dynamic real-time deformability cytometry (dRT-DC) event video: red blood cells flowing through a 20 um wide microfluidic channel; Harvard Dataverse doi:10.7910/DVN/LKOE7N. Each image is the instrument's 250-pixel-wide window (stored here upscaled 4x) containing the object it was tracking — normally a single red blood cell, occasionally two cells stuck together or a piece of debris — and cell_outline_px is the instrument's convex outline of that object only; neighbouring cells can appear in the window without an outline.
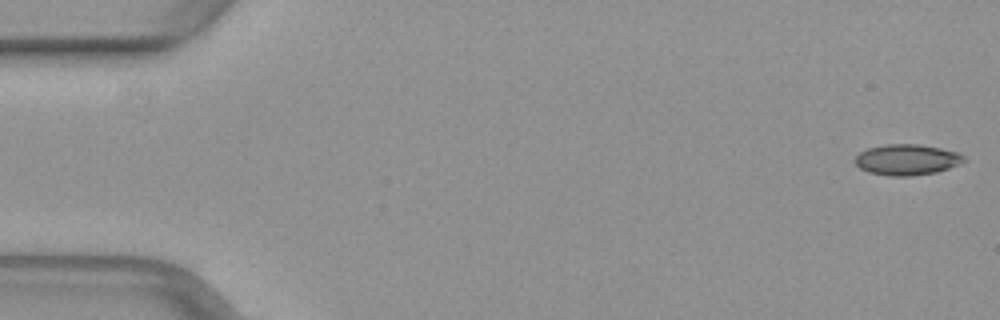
{"species": "common noctule bat (a hibernating species)", "species_latin": "Nyctalus noctula", "temperature_condition": "warm", "stored_images_in_passage": 48, "camera_frame_rate_fps": 3000, "um_per_image_px": 0.085, "animal": {"sex": "female", "body_mass_g": 29.2, "forearm_length_mm": 56.3}, "frame": {"image": 1, "passage_image": 1, "time_ms": 0.0, "image_size_px": [1000, 320], "cell_outline_px": [[968, 160], [960, 164], [936, 172], [908, 176], [892, 176], [868, 172], [860, 168], [852, 160], [860, 152], [868, 148], [884, 144], [920, 144], [960, 152]], "centroid_in_image_um": [77.1, 13.56], "position_along_channel_um": 7.9, "area_um2": 19.71}}
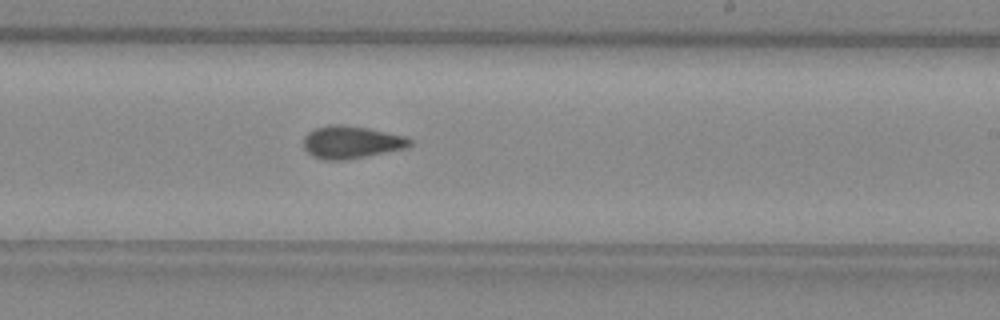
{"frame": {"image": 2, "passage_image": 30, "time_ms": 9.667, "image_size_px": [1000, 320], "cell_outline_px": [[412, 144], [408, 148], [348, 160], [324, 160], [312, 156], [304, 148], [304, 136], [308, 132], [316, 128], [328, 124], [340, 124], [368, 128], [404, 136], [412, 140]], "centroid_in_image_um": [29.86, 12.09], "position_along_channel_um": 259.1, "area_um2": 20.35}}
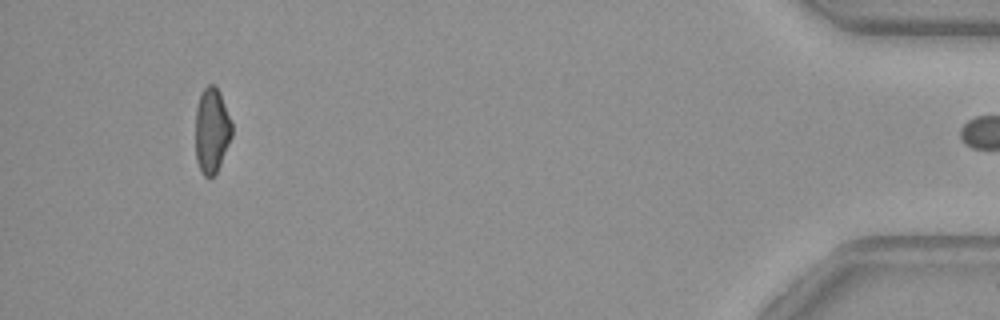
{"frame": {"image": 3, "passage_image": 47, "time_ms": 15.333, "image_size_px": [1000, 320], "cell_outline_px": [[232, 136], [220, 164], [216, 172], [208, 180], [200, 172], [196, 160], [196, 108], [200, 92], [208, 84], [216, 84], [220, 92], [232, 124]], "centroid_in_image_um": [17.99, 11.08], "position_along_channel_um": 417.2, "area_um2": 18.26}}